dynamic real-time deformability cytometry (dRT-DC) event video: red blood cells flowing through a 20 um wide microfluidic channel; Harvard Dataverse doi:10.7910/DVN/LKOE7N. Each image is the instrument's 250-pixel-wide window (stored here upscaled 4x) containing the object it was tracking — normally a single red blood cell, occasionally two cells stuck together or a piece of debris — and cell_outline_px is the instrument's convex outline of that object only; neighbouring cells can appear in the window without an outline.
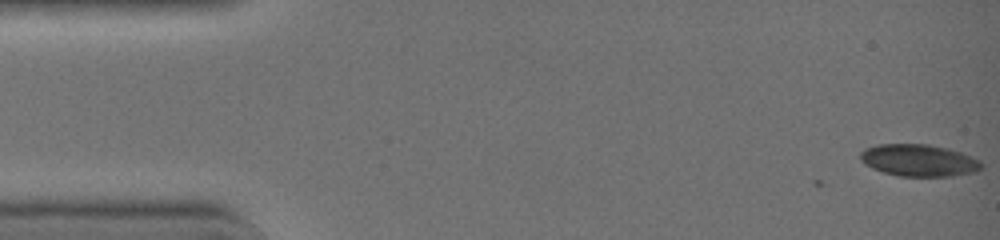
{"species": "common noctule bat (a hibernating species)", "species_latin": "Nyctalus noctula", "temperature_condition": "warm", "stored_images_in_passage": 5, "camera_frame_rate_fps": 3000, "um_per_image_px": 0.085, "animal": {"sex": "female", "body_mass_g": 19.0, "forearm_length_mm": 51.5}, "frame": {"image": 1, "passage_image": 1, "time_ms": 0.0, "image_size_px": [1000, 240], "cell_outline_px": [[984, 168], [976, 172], [952, 176], [900, 176], [884, 172], [872, 168], [864, 164], [860, 160], [860, 152], [864, 148], [880, 144], [928, 144], [960, 152], [980, 160], [984, 164]], "centroid_in_image_um": [78.11, 13.63], "position_along_channel_um": 6.9, "area_um2": 22.66}}